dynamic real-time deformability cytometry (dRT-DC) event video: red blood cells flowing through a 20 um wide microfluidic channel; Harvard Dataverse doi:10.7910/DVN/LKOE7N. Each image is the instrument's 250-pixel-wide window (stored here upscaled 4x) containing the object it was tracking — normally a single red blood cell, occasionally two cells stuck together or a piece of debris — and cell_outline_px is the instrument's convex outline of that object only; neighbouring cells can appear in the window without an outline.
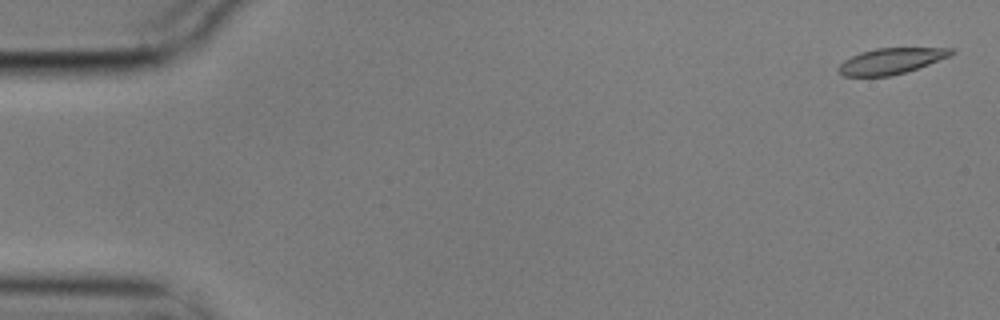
{"species": "common noctule bat (a hibernating species)", "species_latin": "Nyctalus noctula", "temperature_condition": "cold", "stored_images_in_passage": 5, "camera_frame_rate_fps": 3000, "um_per_image_px": 0.085, "animal": {"sex": "male", "body_mass_g": 17.9}, "frame": {"image": 1, "passage_image": 1, "time_ms": 0.0, "image_size_px": [1000, 320], "cell_outline_px": [[956, 52], [948, 56], [928, 64], [904, 72], [888, 76], [844, 76], [840, 72], [840, 64], [844, 60], [860, 52], [876, 48], [952, 48]], "centroid_in_image_um": [75.73, 5.17], "position_along_channel_um": 9.3, "area_um2": 16.59}}